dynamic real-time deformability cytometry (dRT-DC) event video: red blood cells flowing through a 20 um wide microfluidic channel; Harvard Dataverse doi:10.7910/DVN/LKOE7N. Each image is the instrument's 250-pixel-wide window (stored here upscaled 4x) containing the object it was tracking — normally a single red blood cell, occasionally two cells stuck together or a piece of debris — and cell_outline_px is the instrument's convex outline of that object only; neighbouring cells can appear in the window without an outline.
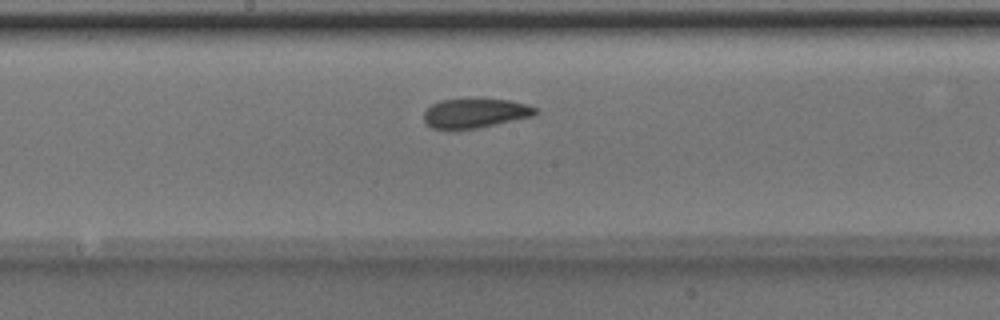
{"species": "Egyptian fruit bat (a non-hibernating species)", "species_latin": "Rousettus aegyptiacus", "temperature_condition": "room temperature", "stored_images_in_passage": 44, "camera_frame_rate_fps": 3000, "um_per_image_px": 0.085, "animal": {"sex": "male"}, "frame": {"image": 1, "passage_image": 20, "time_ms": 6.333, "image_size_px": [1000, 320], "cell_outline_px": [[536, 112], [532, 116], [476, 128], [452, 132], [432, 128], [424, 120], [424, 112], [432, 104], [440, 100], [508, 100], [528, 104], [536, 108]], "centroid_in_image_um": [40.32, 9.66], "position_along_channel_um": 207.9, "area_um2": 19.02}}
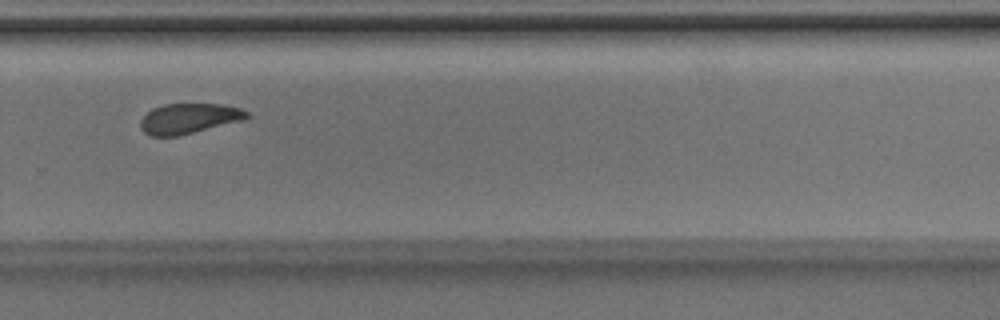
{"frame": {"image": 2, "passage_image": 28, "time_ms": 9.0, "image_size_px": [1000, 320], "cell_outline_px": [[248, 116], [244, 120], [176, 136], [152, 136], [144, 132], [140, 128], [140, 120], [152, 108], [164, 104], [220, 104], [240, 108], [248, 112]], "centroid_in_image_um": [16.03, 10.07], "position_along_channel_um": 313.8, "area_um2": 18.55}}
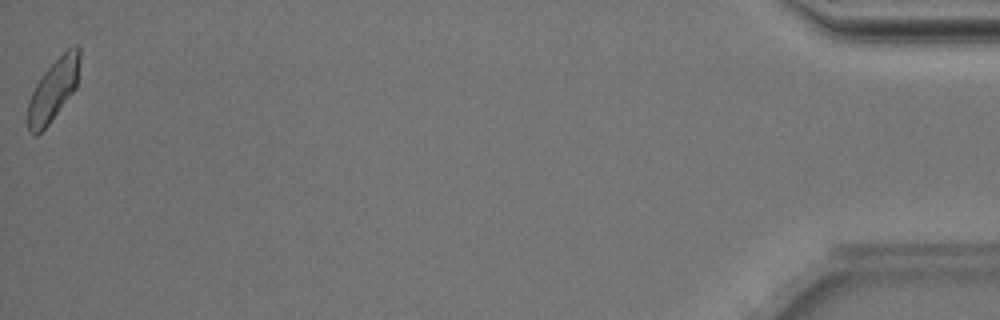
{"frame": {"image": 3, "passage_image": 44, "time_ms": 14.333, "image_size_px": [1000, 320], "cell_outline_px": [[80, 60], [76, 88], [48, 124], [36, 136], [28, 132], [28, 100], [36, 84], [44, 72], [68, 48], [76, 44], [80, 48]], "centroid_in_image_um": [4.54, 7.63], "position_along_channel_um": 430.7, "area_um2": 18.38}, "authors_computed_cell_mechanics": {"area_um2": 19.363, "velocity_mm_per_s": 3.9878, "shape_relaxation_time_tau1_ms": 4.3813, "shape_relaxation_time_tau2_ms": 2.1414, "deformation_change_tau1": 0.1085, "deformation_change_tau2": 0.0492}}